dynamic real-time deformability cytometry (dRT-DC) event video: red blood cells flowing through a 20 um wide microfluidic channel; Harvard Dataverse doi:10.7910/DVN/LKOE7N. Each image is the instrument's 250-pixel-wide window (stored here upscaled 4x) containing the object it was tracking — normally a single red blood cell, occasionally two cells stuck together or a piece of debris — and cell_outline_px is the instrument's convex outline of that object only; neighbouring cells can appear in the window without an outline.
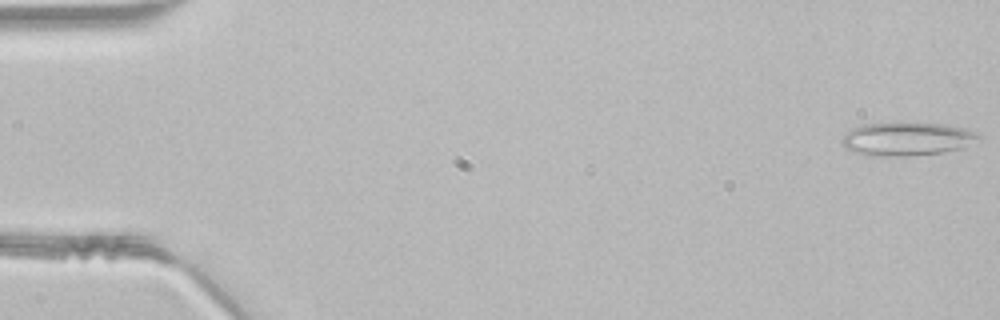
{"species": "common noctule bat (a hibernating species)", "species_latin": "Nyctalus noctula", "temperature_condition": "room temperature", "stored_images_in_passage": 45, "camera_frame_rate_fps": 3000, "um_per_image_px": 0.085, "animal": {"sex": "male", "body_mass_g": 21.5, "forearm_length_mm": 52.0}, "frame": {"image": 1, "passage_image": 1, "time_ms": 0.0, "image_size_px": [1000, 320], "cell_outline_px": [[984, 140], [960, 148], [944, 152], [908, 156], [884, 156], [852, 152], [844, 148], [840, 144], [840, 140], [852, 128], [864, 124], [900, 120], [940, 124], [964, 128], [976, 132], [984, 136]], "centroid_in_image_um": [77.12, 11.77], "position_along_channel_um": 7.9, "area_um2": 27.51}}
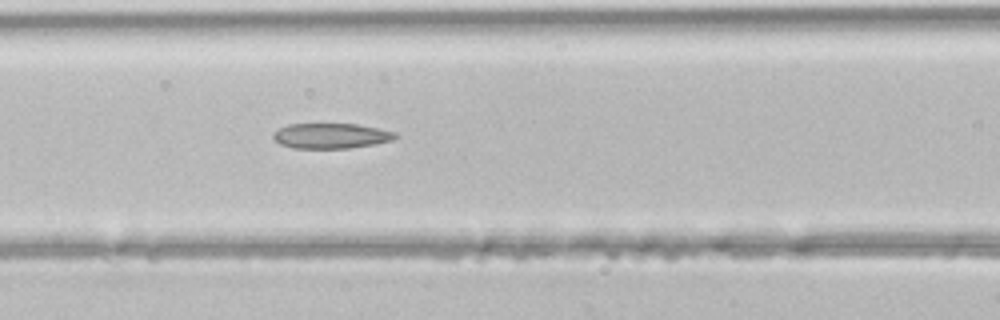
{"frame": {"image": 2, "passage_image": 20, "time_ms": 6.333, "image_size_px": [1000, 320], "cell_outline_px": [[400, 136], [392, 140], [372, 144], [348, 148], [292, 148], [280, 144], [272, 136], [272, 132], [288, 124], [356, 124], [396, 132]], "centroid_in_image_um": [28.12, 11.54], "position_along_channel_um": 138.5, "area_um2": 17.86}}
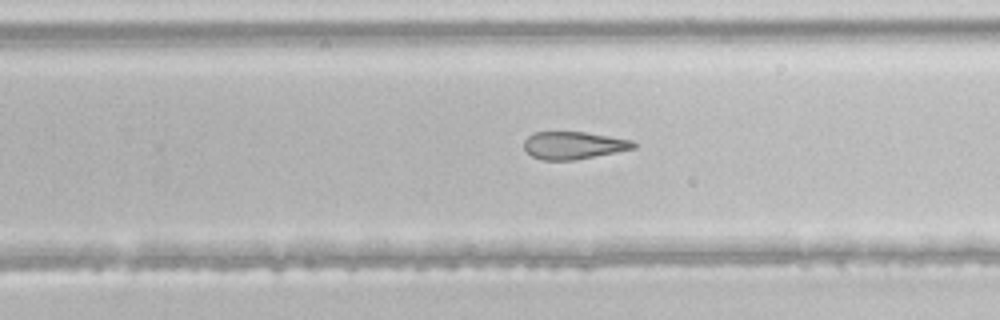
{"frame": {"image": 3, "passage_image": 30, "time_ms": 9.667, "image_size_px": [1000, 320], "cell_outline_px": [[636, 148], [616, 152], [572, 160], [544, 160], [532, 156], [524, 148], [524, 140], [532, 132], [584, 132], [632, 140], [636, 144]], "centroid_in_image_um": [48.73, 12.35], "position_along_channel_um": 281.1, "area_um2": 17.4}}